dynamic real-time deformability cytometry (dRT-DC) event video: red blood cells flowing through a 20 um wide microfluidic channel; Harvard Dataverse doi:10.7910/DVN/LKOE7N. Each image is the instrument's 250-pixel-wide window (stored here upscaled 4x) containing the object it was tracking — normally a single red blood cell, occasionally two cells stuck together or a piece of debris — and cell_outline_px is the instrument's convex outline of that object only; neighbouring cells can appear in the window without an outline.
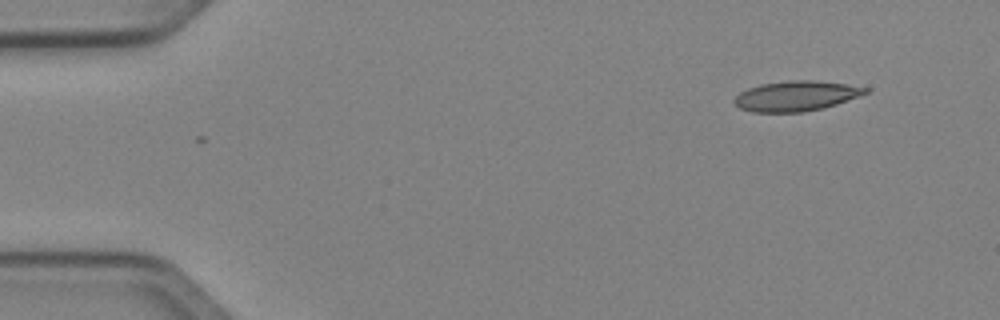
{"species": "Egyptian fruit bat (a non-hibernating species)", "species_latin": "Rousettus aegyptiacus", "temperature_condition": "cold", "stored_images_in_passage": 2, "camera_frame_rate_fps": 3000, "um_per_image_px": 0.085, "animal": {"sex": "female"}, "frame": {"image": 1, "passage_image": 1, "time_ms": 0.0, "image_size_px": [1000, 320], "cell_outline_px": [[868, 92], [860, 96], [824, 108], [804, 112], [752, 112], [740, 108], [732, 100], [740, 92], [748, 88], [760, 84], [788, 80], [816, 80], [844, 84], [868, 88]], "centroid_in_image_um": [67.65, 8.16], "position_along_channel_um": 17.4, "area_um2": 23.0}}